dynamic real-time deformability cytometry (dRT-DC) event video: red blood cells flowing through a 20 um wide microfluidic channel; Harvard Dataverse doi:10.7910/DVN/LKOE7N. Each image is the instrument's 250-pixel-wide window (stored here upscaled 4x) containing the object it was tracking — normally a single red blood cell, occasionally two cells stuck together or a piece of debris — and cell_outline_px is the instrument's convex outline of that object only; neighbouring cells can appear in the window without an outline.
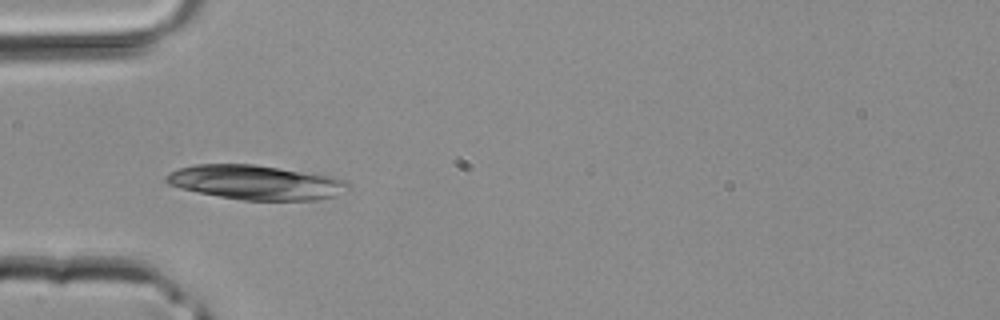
{"species": "common noctule bat (a hibernating species)", "species_latin": "Nyctalus noctula", "temperature_condition": "room temperature", "stored_images_in_passage": 18, "camera_frame_rate_fps": 3000, "um_per_image_px": 0.085, "animal": {"sex": "male", "body_mass_g": 20.4}, "frame": {"image": 1, "passage_image": 8, "time_ms": 2.333, "image_size_px": [1000, 320], "cell_outline_px": [[352, 188], [336, 196], [316, 200], [244, 200], [220, 196], [180, 188], [168, 184], [164, 180], [164, 176], [168, 172], [180, 168], [196, 164], [252, 164], [332, 176], [348, 180], [352, 184]], "centroid_in_image_um": [21.8, 15.5], "position_along_channel_um": 63.2, "area_um2": 36.65}}